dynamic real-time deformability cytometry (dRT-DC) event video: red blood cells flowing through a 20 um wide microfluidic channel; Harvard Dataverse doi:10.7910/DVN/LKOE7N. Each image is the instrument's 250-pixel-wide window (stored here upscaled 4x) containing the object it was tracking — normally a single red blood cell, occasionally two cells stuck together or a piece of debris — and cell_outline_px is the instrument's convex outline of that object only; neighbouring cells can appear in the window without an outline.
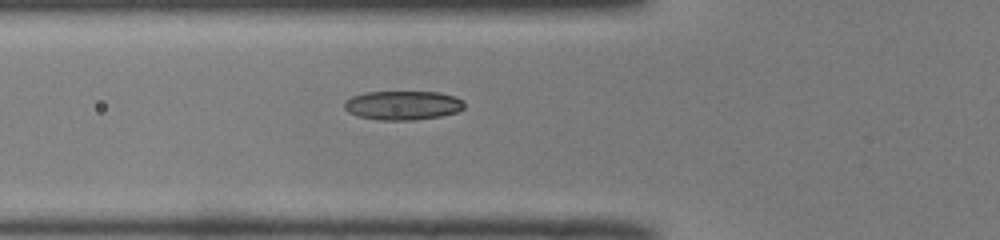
{"species": "common noctule bat (a hibernating species)", "species_latin": "Nyctalus noctula", "temperature_condition": "room temperature", "stored_images_in_passage": 37, "camera_frame_rate_fps": 3000, "um_per_image_px": 0.085, "animal": {"sex": "male", "body_mass_g": 19.0, "forearm_length_mm": 50.8}, "frame": {"image": 1, "passage_image": 9, "time_ms": 2.667, "image_size_px": [1000, 240], "cell_outline_px": [[464, 108], [456, 112], [440, 116], [412, 120], [380, 120], [356, 116], [348, 112], [344, 108], [344, 100], [352, 96], [364, 92], [440, 92], [456, 96], [464, 100]], "centroid_in_image_um": [34.22, 8.94], "position_along_channel_um": 91.6, "area_um2": 20.52}}
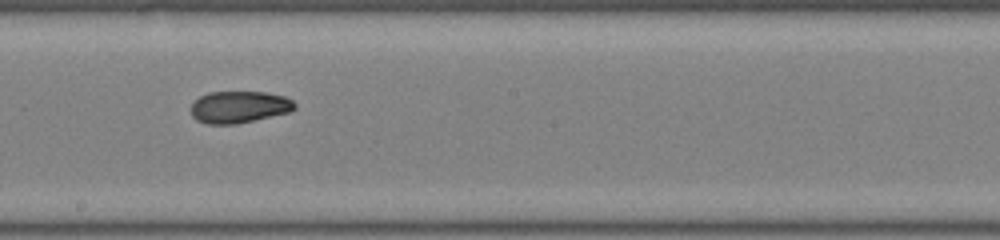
{"frame": {"image": 2, "passage_image": 19, "time_ms": 6.0, "image_size_px": [1000, 240], "cell_outline_px": [[296, 108], [288, 112], [236, 124], [208, 124], [196, 120], [192, 116], [192, 104], [200, 96], [208, 92], [264, 92], [284, 96], [292, 100], [296, 104]], "centroid_in_image_um": [20.32, 9.09], "position_along_channel_um": 227.9, "area_um2": 19.13}}
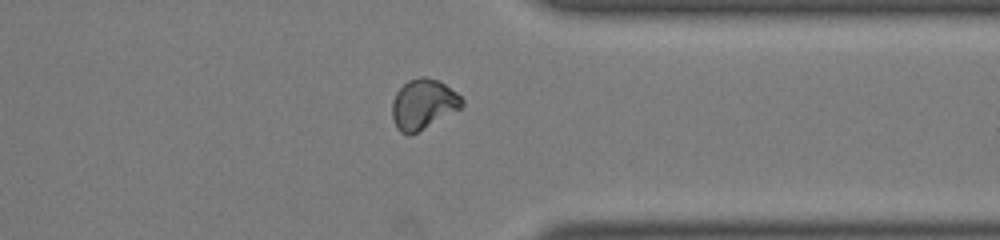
{"frame": {"image": 3, "passage_image": 30, "time_ms": 9.667, "image_size_px": [1000, 240], "cell_outline_px": [[464, 104], [460, 108], [416, 132], [408, 136], [400, 132], [396, 128], [392, 120], [392, 104], [396, 92], [408, 80], [420, 76], [424, 76], [436, 80], [444, 84], [456, 92], [464, 100]], "centroid_in_image_um": [35.94, 8.85], "position_along_channel_um": 375.5, "area_um2": 20.11}}